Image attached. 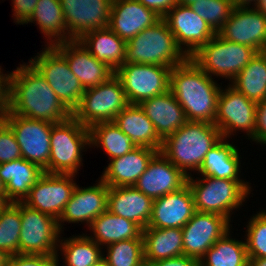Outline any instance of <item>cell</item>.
I'll return each mask as SVG.
<instances>
[{"label": "cell", "instance_id": "43", "mask_svg": "<svg viewBox=\"0 0 266 266\" xmlns=\"http://www.w3.org/2000/svg\"><path fill=\"white\" fill-rule=\"evenodd\" d=\"M59 255H9L5 266H57Z\"/></svg>", "mask_w": 266, "mask_h": 266}, {"label": "cell", "instance_id": "12", "mask_svg": "<svg viewBox=\"0 0 266 266\" xmlns=\"http://www.w3.org/2000/svg\"><path fill=\"white\" fill-rule=\"evenodd\" d=\"M4 121L16 137L22 157L48 173L51 129L55 123L29 119L11 112Z\"/></svg>", "mask_w": 266, "mask_h": 266}, {"label": "cell", "instance_id": "26", "mask_svg": "<svg viewBox=\"0 0 266 266\" xmlns=\"http://www.w3.org/2000/svg\"><path fill=\"white\" fill-rule=\"evenodd\" d=\"M139 106L154 124L155 130L162 140L187 122L182 106L170 91L145 99L139 103Z\"/></svg>", "mask_w": 266, "mask_h": 266}, {"label": "cell", "instance_id": "36", "mask_svg": "<svg viewBox=\"0 0 266 266\" xmlns=\"http://www.w3.org/2000/svg\"><path fill=\"white\" fill-rule=\"evenodd\" d=\"M90 147L103 148L109 160L121 157L136 148L131 138L125 135L114 122H101L89 128Z\"/></svg>", "mask_w": 266, "mask_h": 266}, {"label": "cell", "instance_id": "21", "mask_svg": "<svg viewBox=\"0 0 266 266\" xmlns=\"http://www.w3.org/2000/svg\"><path fill=\"white\" fill-rule=\"evenodd\" d=\"M187 178L188 176L158 152L134 187L154 200L180 190L187 184Z\"/></svg>", "mask_w": 266, "mask_h": 266}, {"label": "cell", "instance_id": "37", "mask_svg": "<svg viewBox=\"0 0 266 266\" xmlns=\"http://www.w3.org/2000/svg\"><path fill=\"white\" fill-rule=\"evenodd\" d=\"M60 240L58 247L63 252L65 266H91L104 255L102 247L84 234Z\"/></svg>", "mask_w": 266, "mask_h": 266}, {"label": "cell", "instance_id": "45", "mask_svg": "<svg viewBox=\"0 0 266 266\" xmlns=\"http://www.w3.org/2000/svg\"><path fill=\"white\" fill-rule=\"evenodd\" d=\"M253 141L266 145V99L257 102L256 106V128Z\"/></svg>", "mask_w": 266, "mask_h": 266}, {"label": "cell", "instance_id": "30", "mask_svg": "<svg viewBox=\"0 0 266 266\" xmlns=\"http://www.w3.org/2000/svg\"><path fill=\"white\" fill-rule=\"evenodd\" d=\"M144 261L150 263L184 255L181 228H152L142 231Z\"/></svg>", "mask_w": 266, "mask_h": 266}, {"label": "cell", "instance_id": "27", "mask_svg": "<svg viewBox=\"0 0 266 266\" xmlns=\"http://www.w3.org/2000/svg\"><path fill=\"white\" fill-rule=\"evenodd\" d=\"M78 40L97 60L114 72L125 63L127 42L109 27L86 32Z\"/></svg>", "mask_w": 266, "mask_h": 266}, {"label": "cell", "instance_id": "23", "mask_svg": "<svg viewBox=\"0 0 266 266\" xmlns=\"http://www.w3.org/2000/svg\"><path fill=\"white\" fill-rule=\"evenodd\" d=\"M161 17L137 0H113L108 27L128 42Z\"/></svg>", "mask_w": 266, "mask_h": 266}, {"label": "cell", "instance_id": "10", "mask_svg": "<svg viewBox=\"0 0 266 266\" xmlns=\"http://www.w3.org/2000/svg\"><path fill=\"white\" fill-rule=\"evenodd\" d=\"M19 254L58 255V220L20 202Z\"/></svg>", "mask_w": 266, "mask_h": 266}, {"label": "cell", "instance_id": "52", "mask_svg": "<svg viewBox=\"0 0 266 266\" xmlns=\"http://www.w3.org/2000/svg\"><path fill=\"white\" fill-rule=\"evenodd\" d=\"M255 7L266 17V0H258Z\"/></svg>", "mask_w": 266, "mask_h": 266}, {"label": "cell", "instance_id": "14", "mask_svg": "<svg viewBox=\"0 0 266 266\" xmlns=\"http://www.w3.org/2000/svg\"><path fill=\"white\" fill-rule=\"evenodd\" d=\"M74 177L72 174L44 172L23 203L58 220L77 185Z\"/></svg>", "mask_w": 266, "mask_h": 266}, {"label": "cell", "instance_id": "8", "mask_svg": "<svg viewBox=\"0 0 266 266\" xmlns=\"http://www.w3.org/2000/svg\"><path fill=\"white\" fill-rule=\"evenodd\" d=\"M257 53L252 47L227 41L216 33L190 59L210 77L213 74L232 81Z\"/></svg>", "mask_w": 266, "mask_h": 266}, {"label": "cell", "instance_id": "6", "mask_svg": "<svg viewBox=\"0 0 266 266\" xmlns=\"http://www.w3.org/2000/svg\"><path fill=\"white\" fill-rule=\"evenodd\" d=\"M88 145L90 147L89 128L73 116L55 123L51 129L48 173L75 175L82 166L81 151Z\"/></svg>", "mask_w": 266, "mask_h": 266}, {"label": "cell", "instance_id": "48", "mask_svg": "<svg viewBox=\"0 0 266 266\" xmlns=\"http://www.w3.org/2000/svg\"><path fill=\"white\" fill-rule=\"evenodd\" d=\"M147 266H200V260L185 255L168 258L148 264Z\"/></svg>", "mask_w": 266, "mask_h": 266}, {"label": "cell", "instance_id": "57", "mask_svg": "<svg viewBox=\"0 0 266 266\" xmlns=\"http://www.w3.org/2000/svg\"><path fill=\"white\" fill-rule=\"evenodd\" d=\"M4 117H0V124L4 121Z\"/></svg>", "mask_w": 266, "mask_h": 266}, {"label": "cell", "instance_id": "19", "mask_svg": "<svg viewBox=\"0 0 266 266\" xmlns=\"http://www.w3.org/2000/svg\"><path fill=\"white\" fill-rule=\"evenodd\" d=\"M66 59L71 72L85 89L107 81L115 72L97 60L78 40H68L53 45Z\"/></svg>", "mask_w": 266, "mask_h": 266}, {"label": "cell", "instance_id": "47", "mask_svg": "<svg viewBox=\"0 0 266 266\" xmlns=\"http://www.w3.org/2000/svg\"><path fill=\"white\" fill-rule=\"evenodd\" d=\"M146 8L153 10L157 15L163 18L169 10L176 4L177 0H137Z\"/></svg>", "mask_w": 266, "mask_h": 266}, {"label": "cell", "instance_id": "4", "mask_svg": "<svg viewBox=\"0 0 266 266\" xmlns=\"http://www.w3.org/2000/svg\"><path fill=\"white\" fill-rule=\"evenodd\" d=\"M188 59L163 18L152 27L141 31L126 45L125 63L155 64L173 68Z\"/></svg>", "mask_w": 266, "mask_h": 266}, {"label": "cell", "instance_id": "46", "mask_svg": "<svg viewBox=\"0 0 266 266\" xmlns=\"http://www.w3.org/2000/svg\"><path fill=\"white\" fill-rule=\"evenodd\" d=\"M15 21L18 24H25L32 16L38 0H12Z\"/></svg>", "mask_w": 266, "mask_h": 266}, {"label": "cell", "instance_id": "41", "mask_svg": "<svg viewBox=\"0 0 266 266\" xmlns=\"http://www.w3.org/2000/svg\"><path fill=\"white\" fill-rule=\"evenodd\" d=\"M247 232L245 242L248 257H266V210L250 218Z\"/></svg>", "mask_w": 266, "mask_h": 266}, {"label": "cell", "instance_id": "55", "mask_svg": "<svg viewBox=\"0 0 266 266\" xmlns=\"http://www.w3.org/2000/svg\"><path fill=\"white\" fill-rule=\"evenodd\" d=\"M197 1H201V0H177V3L181 4V5H189L190 6L192 3L197 2Z\"/></svg>", "mask_w": 266, "mask_h": 266}, {"label": "cell", "instance_id": "40", "mask_svg": "<svg viewBox=\"0 0 266 266\" xmlns=\"http://www.w3.org/2000/svg\"><path fill=\"white\" fill-rule=\"evenodd\" d=\"M190 6L216 33L224 26L234 8L231 0H201Z\"/></svg>", "mask_w": 266, "mask_h": 266}, {"label": "cell", "instance_id": "17", "mask_svg": "<svg viewBox=\"0 0 266 266\" xmlns=\"http://www.w3.org/2000/svg\"><path fill=\"white\" fill-rule=\"evenodd\" d=\"M218 34L258 52L266 51V17L256 7H234Z\"/></svg>", "mask_w": 266, "mask_h": 266}, {"label": "cell", "instance_id": "31", "mask_svg": "<svg viewBox=\"0 0 266 266\" xmlns=\"http://www.w3.org/2000/svg\"><path fill=\"white\" fill-rule=\"evenodd\" d=\"M226 140L222 137L205 155L198 171L202 177L241 180L238 174L241 164L238 149Z\"/></svg>", "mask_w": 266, "mask_h": 266}, {"label": "cell", "instance_id": "25", "mask_svg": "<svg viewBox=\"0 0 266 266\" xmlns=\"http://www.w3.org/2000/svg\"><path fill=\"white\" fill-rule=\"evenodd\" d=\"M152 205L153 199L134 186L109 187L107 210L133 221L142 229L148 226Z\"/></svg>", "mask_w": 266, "mask_h": 266}, {"label": "cell", "instance_id": "29", "mask_svg": "<svg viewBox=\"0 0 266 266\" xmlns=\"http://www.w3.org/2000/svg\"><path fill=\"white\" fill-rule=\"evenodd\" d=\"M43 173L44 170L23 157L0 164V177L6 185L7 197L14 203L23 202Z\"/></svg>", "mask_w": 266, "mask_h": 266}, {"label": "cell", "instance_id": "24", "mask_svg": "<svg viewBox=\"0 0 266 266\" xmlns=\"http://www.w3.org/2000/svg\"><path fill=\"white\" fill-rule=\"evenodd\" d=\"M158 152L148 147H136L131 152L110 160L101 180L108 187L134 186Z\"/></svg>", "mask_w": 266, "mask_h": 266}, {"label": "cell", "instance_id": "33", "mask_svg": "<svg viewBox=\"0 0 266 266\" xmlns=\"http://www.w3.org/2000/svg\"><path fill=\"white\" fill-rule=\"evenodd\" d=\"M33 21L39 26L41 33L48 37L47 40H50L46 45L52 46L71 40V35L66 29L60 0H38L36 8L26 24Z\"/></svg>", "mask_w": 266, "mask_h": 266}, {"label": "cell", "instance_id": "53", "mask_svg": "<svg viewBox=\"0 0 266 266\" xmlns=\"http://www.w3.org/2000/svg\"><path fill=\"white\" fill-rule=\"evenodd\" d=\"M8 256V254L0 249V266H5Z\"/></svg>", "mask_w": 266, "mask_h": 266}, {"label": "cell", "instance_id": "34", "mask_svg": "<svg viewBox=\"0 0 266 266\" xmlns=\"http://www.w3.org/2000/svg\"><path fill=\"white\" fill-rule=\"evenodd\" d=\"M231 82L232 87L252 101L266 99V51L258 52Z\"/></svg>", "mask_w": 266, "mask_h": 266}, {"label": "cell", "instance_id": "38", "mask_svg": "<svg viewBox=\"0 0 266 266\" xmlns=\"http://www.w3.org/2000/svg\"><path fill=\"white\" fill-rule=\"evenodd\" d=\"M20 232V202H12L0 211V249L8 255L19 254Z\"/></svg>", "mask_w": 266, "mask_h": 266}, {"label": "cell", "instance_id": "50", "mask_svg": "<svg viewBox=\"0 0 266 266\" xmlns=\"http://www.w3.org/2000/svg\"><path fill=\"white\" fill-rule=\"evenodd\" d=\"M248 266H266V257L249 258V265Z\"/></svg>", "mask_w": 266, "mask_h": 266}, {"label": "cell", "instance_id": "15", "mask_svg": "<svg viewBox=\"0 0 266 266\" xmlns=\"http://www.w3.org/2000/svg\"><path fill=\"white\" fill-rule=\"evenodd\" d=\"M163 19L175 36L177 44L189 58L216 35L189 5L177 3Z\"/></svg>", "mask_w": 266, "mask_h": 266}, {"label": "cell", "instance_id": "16", "mask_svg": "<svg viewBox=\"0 0 266 266\" xmlns=\"http://www.w3.org/2000/svg\"><path fill=\"white\" fill-rule=\"evenodd\" d=\"M230 220L214 213L195 212L182 227L185 256L200 260L230 229Z\"/></svg>", "mask_w": 266, "mask_h": 266}, {"label": "cell", "instance_id": "13", "mask_svg": "<svg viewBox=\"0 0 266 266\" xmlns=\"http://www.w3.org/2000/svg\"><path fill=\"white\" fill-rule=\"evenodd\" d=\"M256 106L257 102L228 85L225 90L220 91L214 125L224 138H229L236 130H243L253 141Z\"/></svg>", "mask_w": 266, "mask_h": 266}, {"label": "cell", "instance_id": "28", "mask_svg": "<svg viewBox=\"0 0 266 266\" xmlns=\"http://www.w3.org/2000/svg\"><path fill=\"white\" fill-rule=\"evenodd\" d=\"M113 122L131 138L136 147H148L160 152L163 140L139 104H129Z\"/></svg>", "mask_w": 266, "mask_h": 266}, {"label": "cell", "instance_id": "18", "mask_svg": "<svg viewBox=\"0 0 266 266\" xmlns=\"http://www.w3.org/2000/svg\"><path fill=\"white\" fill-rule=\"evenodd\" d=\"M71 40L108 27L113 0H60Z\"/></svg>", "mask_w": 266, "mask_h": 266}, {"label": "cell", "instance_id": "35", "mask_svg": "<svg viewBox=\"0 0 266 266\" xmlns=\"http://www.w3.org/2000/svg\"><path fill=\"white\" fill-rule=\"evenodd\" d=\"M230 231L218 239L200 259V266H248L246 242L230 238Z\"/></svg>", "mask_w": 266, "mask_h": 266}, {"label": "cell", "instance_id": "54", "mask_svg": "<svg viewBox=\"0 0 266 266\" xmlns=\"http://www.w3.org/2000/svg\"><path fill=\"white\" fill-rule=\"evenodd\" d=\"M91 266H110V265L108 264L107 260L104 257H102L97 262L93 263Z\"/></svg>", "mask_w": 266, "mask_h": 266}, {"label": "cell", "instance_id": "7", "mask_svg": "<svg viewBox=\"0 0 266 266\" xmlns=\"http://www.w3.org/2000/svg\"><path fill=\"white\" fill-rule=\"evenodd\" d=\"M121 80L114 74L107 81L85 89L79 105L72 116L87 128L101 122H113L127 106Z\"/></svg>", "mask_w": 266, "mask_h": 266}, {"label": "cell", "instance_id": "56", "mask_svg": "<svg viewBox=\"0 0 266 266\" xmlns=\"http://www.w3.org/2000/svg\"><path fill=\"white\" fill-rule=\"evenodd\" d=\"M0 193H6V185L2 181L1 177H0Z\"/></svg>", "mask_w": 266, "mask_h": 266}, {"label": "cell", "instance_id": "32", "mask_svg": "<svg viewBox=\"0 0 266 266\" xmlns=\"http://www.w3.org/2000/svg\"><path fill=\"white\" fill-rule=\"evenodd\" d=\"M89 230L94 233V237L92 235L89 237L100 246H107L122 240L143 238V229L138 224L108 210L93 220Z\"/></svg>", "mask_w": 266, "mask_h": 266}, {"label": "cell", "instance_id": "1", "mask_svg": "<svg viewBox=\"0 0 266 266\" xmlns=\"http://www.w3.org/2000/svg\"><path fill=\"white\" fill-rule=\"evenodd\" d=\"M10 112L22 117L60 123L72 112L60 101L45 78L29 62L11 73Z\"/></svg>", "mask_w": 266, "mask_h": 266}, {"label": "cell", "instance_id": "9", "mask_svg": "<svg viewBox=\"0 0 266 266\" xmlns=\"http://www.w3.org/2000/svg\"><path fill=\"white\" fill-rule=\"evenodd\" d=\"M29 62L45 78L60 101L72 112L80 103L84 88L71 72L65 57L52 45Z\"/></svg>", "mask_w": 266, "mask_h": 266}, {"label": "cell", "instance_id": "42", "mask_svg": "<svg viewBox=\"0 0 266 266\" xmlns=\"http://www.w3.org/2000/svg\"><path fill=\"white\" fill-rule=\"evenodd\" d=\"M22 157L20 146L10 126L3 121L0 124V164Z\"/></svg>", "mask_w": 266, "mask_h": 266}, {"label": "cell", "instance_id": "44", "mask_svg": "<svg viewBox=\"0 0 266 266\" xmlns=\"http://www.w3.org/2000/svg\"><path fill=\"white\" fill-rule=\"evenodd\" d=\"M11 72L3 74L0 68V117H6L10 113Z\"/></svg>", "mask_w": 266, "mask_h": 266}, {"label": "cell", "instance_id": "11", "mask_svg": "<svg viewBox=\"0 0 266 266\" xmlns=\"http://www.w3.org/2000/svg\"><path fill=\"white\" fill-rule=\"evenodd\" d=\"M171 67L155 64L124 63L115 75L121 80L129 104L169 91Z\"/></svg>", "mask_w": 266, "mask_h": 266}, {"label": "cell", "instance_id": "3", "mask_svg": "<svg viewBox=\"0 0 266 266\" xmlns=\"http://www.w3.org/2000/svg\"><path fill=\"white\" fill-rule=\"evenodd\" d=\"M222 138L213 123L187 121L163 140L160 152L186 176L199 171L205 155Z\"/></svg>", "mask_w": 266, "mask_h": 266}, {"label": "cell", "instance_id": "20", "mask_svg": "<svg viewBox=\"0 0 266 266\" xmlns=\"http://www.w3.org/2000/svg\"><path fill=\"white\" fill-rule=\"evenodd\" d=\"M109 187L100 179L95 186L80 188L76 185L70 200L58 219V227L63 231L62 223L85 222L88 227L100 214L107 211Z\"/></svg>", "mask_w": 266, "mask_h": 266}, {"label": "cell", "instance_id": "39", "mask_svg": "<svg viewBox=\"0 0 266 266\" xmlns=\"http://www.w3.org/2000/svg\"><path fill=\"white\" fill-rule=\"evenodd\" d=\"M107 256L103 257L110 266H146L143 238L122 240L107 245Z\"/></svg>", "mask_w": 266, "mask_h": 266}, {"label": "cell", "instance_id": "2", "mask_svg": "<svg viewBox=\"0 0 266 266\" xmlns=\"http://www.w3.org/2000/svg\"><path fill=\"white\" fill-rule=\"evenodd\" d=\"M190 58L171 68L169 91L182 106L187 121L213 123L221 87Z\"/></svg>", "mask_w": 266, "mask_h": 266}, {"label": "cell", "instance_id": "51", "mask_svg": "<svg viewBox=\"0 0 266 266\" xmlns=\"http://www.w3.org/2000/svg\"><path fill=\"white\" fill-rule=\"evenodd\" d=\"M10 203H12L8 197L7 193H0V211L5 209Z\"/></svg>", "mask_w": 266, "mask_h": 266}, {"label": "cell", "instance_id": "5", "mask_svg": "<svg viewBox=\"0 0 266 266\" xmlns=\"http://www.w3.org/2000/svg\"><path fill=\"white\" fill-rule=\"evenodd\" d=\"M244 180L219 179L203 177L195 180L187 178L192 192L195 210L203 213H214L230 219V212L246 200L251 187Z\"/></svg>", "mask_w": 266, "mask_h": 266}, {"label": "cell", "instance_id": "22", "mask_svg": "<svg viewBox=\"0 0 266 266\" xmlns=\"http://www.w3.org/2000/svg\"><path fill=\"white\" fill-rule=\"evenodd\" d=\"M195 212L193 195L186 184L178 191L153 200L152 214L147 227L182 229Z\"/></svg>", "mask_w": 266, "mask_h": 266}, {"label": "cell", "instance_id": "49", "mask_svg": "<svg viewBox=\"0 0 266 266\" xmlns=\"http://www.w3.org/2000/svg\"><path fill=\"white\" fill-rule=\"evenodd\" d=\"M231 2L234 7H248L252 2H254L252 4L255 6L258 0H231Z\"/></svg>", "mask_w": 266, "mask_h": 266}]
</instances>
